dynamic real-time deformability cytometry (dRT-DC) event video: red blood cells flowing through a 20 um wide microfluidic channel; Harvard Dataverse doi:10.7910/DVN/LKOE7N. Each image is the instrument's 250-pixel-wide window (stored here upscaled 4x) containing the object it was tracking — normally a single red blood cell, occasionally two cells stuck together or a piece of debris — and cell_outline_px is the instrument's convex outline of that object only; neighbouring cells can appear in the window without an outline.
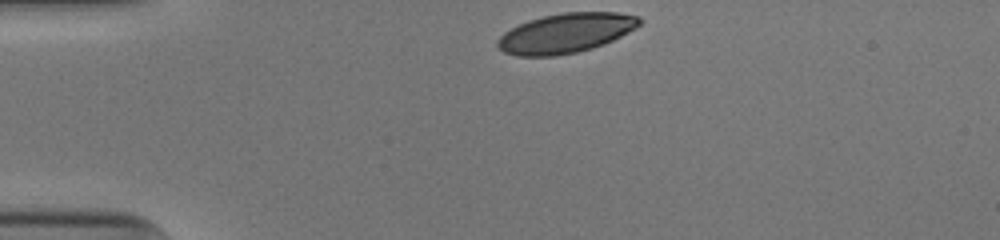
{"species": "human", "species_latin": "Homo sapiens", "temperature_condition": "cold", "stored_images_in_passage": 32, "camera_frame_rate_fps": 3000, "um_per_image_px": 0.085, "donor": {"sex": "male"}, "frame": {"image": 1, "passage_image": 1, "time_ms": 0.0, "image_size_px": [1000, 240], "cell_outline_px": [[644, 20], [636, 28], [604, 44], [592, 48], [576, 52], [556, 56], [516, 56], [504, 52], [496, 44], [496, 40], [504, 32], [528, 20], [544, 16], [564, 12], [616, 12], [640, 16]], "centroid_in_image_um": [48.1, 2.81], "position_along_channel_um": 36.9, "area_um2": 32.77}}
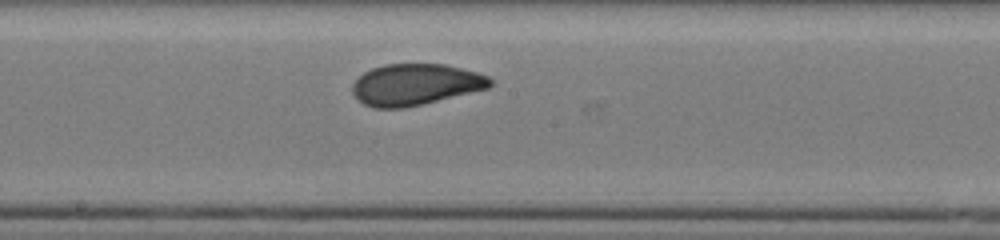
{"frame": {"image": 2, "passage_image": 18, "time_ms": 5.667, "image_size_px": [1000, 240], "cell_outline_px": [[492, 84], [488, 88], [404, 108], [376, 108], [364, 104], [352, 92], [352, 84], [364, 72], [372, 68], [384, 64], [444, 64], [476, 72], [488, 76], [492, 80]], "centroid_in_image_um": [35.29, 7.18], "position_along_channel_um": 212.9, "area_um2": 32.83}}
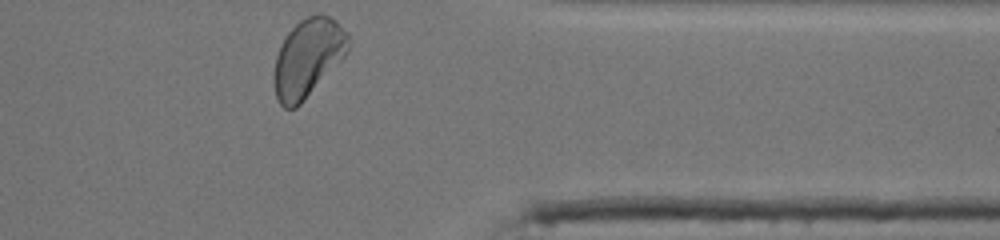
{"frame": {"image": 3, "passage_image": 32, "time_ms": 10.333, "image_size_px": [1000, 240], "cell_outline_px": [[348, 52], [300, 104], [296, 108], [284, 108], [280, 104], [276, 96], [272, 80], [272, 72], [276, 56], [288, 32], [300, 20], [308, 16], [328, 16], [336, 20], [348, 32]], "centroid_in_image_um": [26.14, 4.93], "position_along_channel_um": 385.3, "area_um2": 33.41}, "authors_computed_cell_mechanics": {"area_um2": 33.3506, "velocity_mm_per_s": 3.9177, "shape_relaxation_time_tau1_ms": 2.9952, "shape_relaxation_time_tau2_ms": 0.8464, "deformation_change_tau1": 0.131, "deformation_change_tau2": 0.054}}